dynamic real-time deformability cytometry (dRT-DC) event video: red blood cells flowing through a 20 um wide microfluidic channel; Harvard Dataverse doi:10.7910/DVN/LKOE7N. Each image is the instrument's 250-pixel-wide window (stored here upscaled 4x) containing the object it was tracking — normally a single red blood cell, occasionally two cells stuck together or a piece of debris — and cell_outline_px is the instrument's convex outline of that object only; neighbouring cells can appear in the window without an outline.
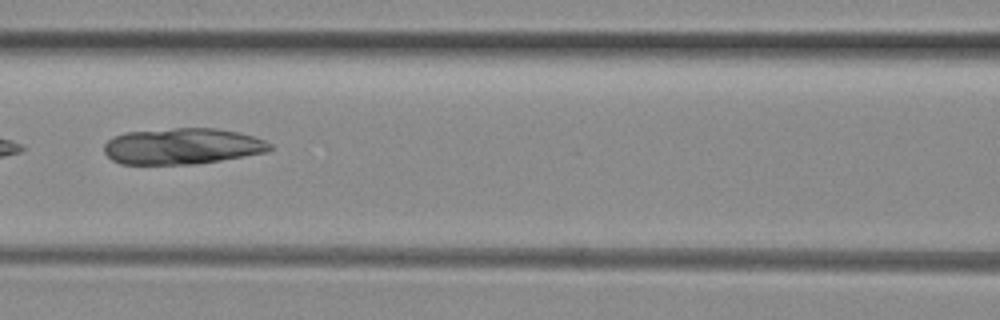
{"species": "common noctule bat (a hibernating species)", "species_latin": "Nyctalus noctula", "temperature_condition": "room temperature", "stored_images_in_passage": 8, "camera_frame_rate_fps": 3000, "um_per_image_px": 0.085, "animal": {"sex": "female", "body_mass_g": 29.2, "forearm_length_mm": 56.3}, "frame": {"image": 1, "passage_image": 7, "time_ms": 2.0, "image_size_px": [1000, 320], "cell_outline_px": [[272, 148], [264, 152], [220, 160], [192, 164], [120, 164], [112, 160], [104, 152], [104, 144], [112, 136], [124, 132], [176, 128], [216, 128], [236, 132], [252, 136], [264, 140], [272, 144]], "centroid_in_image_um": [15.43, 12.42], "position_along_channel_um": 151.2, "area_um2": 34.74}}
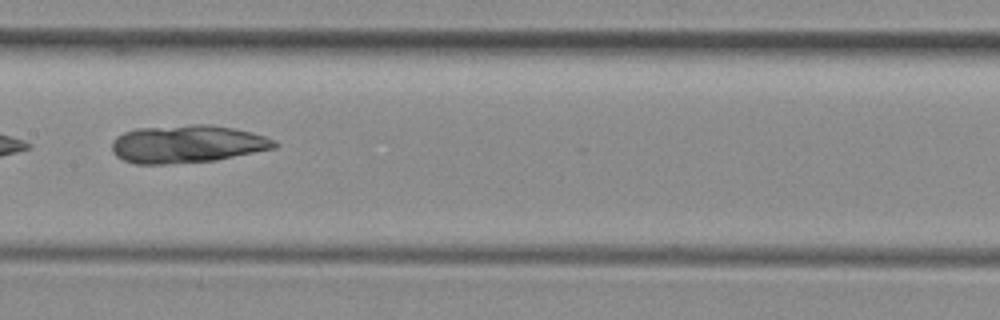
{"frame": {"image": 2, "passage_image": 8, "time_ms": 2.333, "image_size_px": [1000, 320], "cell_outline_px": [[280, 144], [276, 148], [216, 160], [164, 164], [136, 164], [124, 160], [116, 156], [112, 152], [112, 140], [116, 136], [124, 132], [136, 128], [192, 124], [212, 124], [252, 132], [276, 140]], "centroid_in_image_um": [15.91, 12.23], "position_along_channel_um": 191.5, "area_um2": 36.07}}